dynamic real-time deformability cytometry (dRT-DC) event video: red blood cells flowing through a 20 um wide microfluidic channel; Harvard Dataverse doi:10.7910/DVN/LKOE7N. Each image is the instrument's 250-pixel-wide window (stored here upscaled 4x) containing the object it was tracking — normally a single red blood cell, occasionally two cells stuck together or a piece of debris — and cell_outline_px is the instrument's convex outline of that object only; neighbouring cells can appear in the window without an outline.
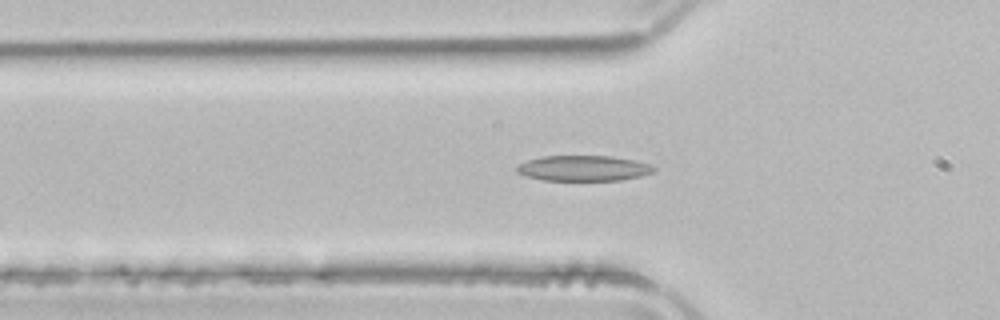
{"species": "common noctule bat (a hibernating species)", "species_latin": "Nyctalus noctula", "temperature_condition": "room temperature", "stored_images_in_passage": 45, "camera_frame_rate_fps": 3000, "um_per_image_px": 0.085, "animal": {"sex": "male", "body_mass_g": 21.5, "forearm_length_mm": 52.0}, "frame": {"image": 1, "passage_image": 17, "time_ms": 5.333, "image_size_px": [1000, 320], "cell_outline_px": [[656, 168], [652, 172], [640, 176], [620, 180], [544, 180], [524, 176], [516, 172], [516, 168], [520, 164], [528, 160], [544, 156], [612, 156], [636, 160], [652, 164]], "centroid_in_image_um": [49.61, 14.29], "position_along_channel_um": 76.2, "area_um2": 20.35}}
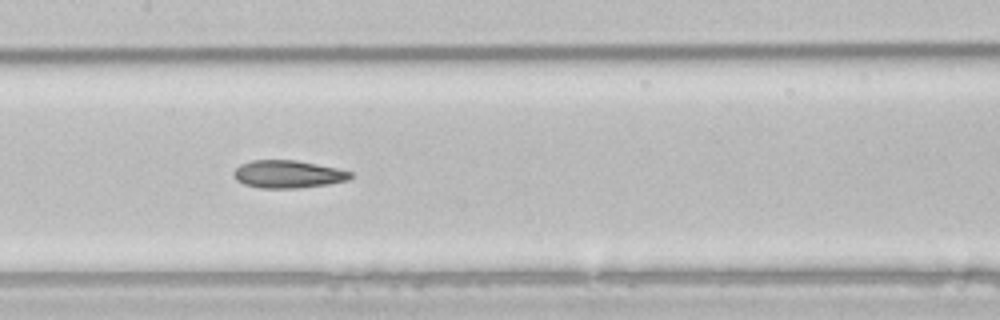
{"frame": {"image": 2, "passage_image": 25, "time_ms": 8.0, "image_size_px": [1000, 320], "cell_outline_px": [[352, 176], [348, 180], [328, 184], [296, 188], [260, 188], [244, 184], [236, 180], [232, 172], [240, 164], [252, 160], [296, 160], [336, 168], [352, 172]], "centroid_in_image_um": [24.45, 14.8], "position_along_channel_um": 183.0, "area_um2": 18.79}}
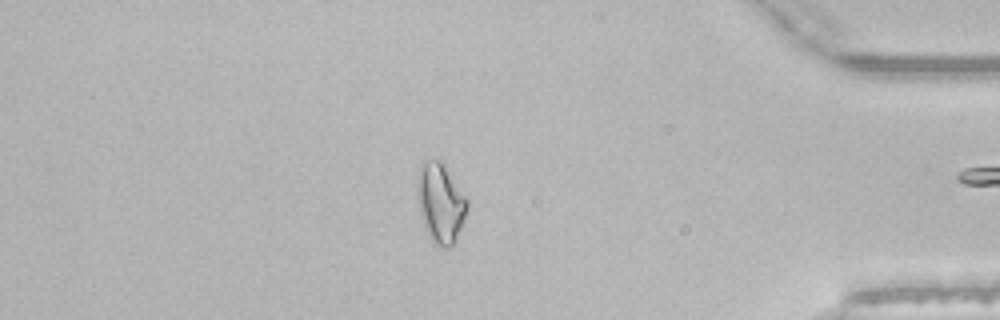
{"frame": {"image": 3, "passage_image": 44, "time_ms": 14.333, "image_size_px": [1000, 320], "cell_outline_px": [[468, 208], [460, 228], [452, 244], [448, 248], [444, 248], [432, 244], [424, 228], [420, 212], [416, 188], [416, 184], [420, 168], [428, 160], [440, 160], [444, 164], [468, 200]], "centroid_in_image_um": [37.43, 17.28], "position_along_channel_um": 397.8, "area_um2": 22.95}, "authors_computed_cell_mechanics": {"area_um2": 19.7098, "velocity_mm_per_s": 3.9622, "shape_relaxation_time_tau1_ms": 7.6885, "shape_relaxation_time_tau2_ms": 4.6019, "deformation_change_tau1": 0.1838, "deformation_change_tau2": 0.1388}}